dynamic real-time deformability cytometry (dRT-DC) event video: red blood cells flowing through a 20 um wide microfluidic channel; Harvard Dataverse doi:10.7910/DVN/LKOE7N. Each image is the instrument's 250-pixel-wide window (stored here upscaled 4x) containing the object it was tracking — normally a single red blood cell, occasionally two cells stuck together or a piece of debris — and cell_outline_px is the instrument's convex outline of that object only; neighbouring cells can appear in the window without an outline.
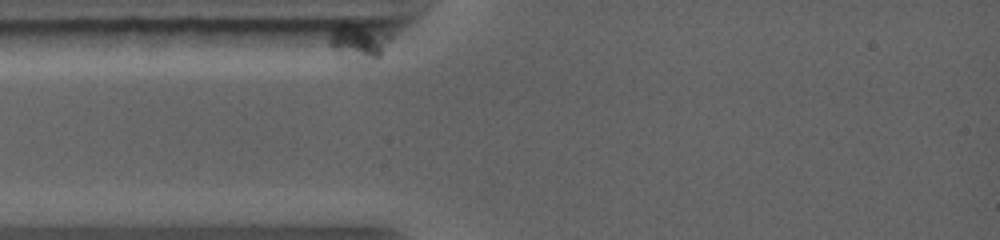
{"species": "common noctule bat (a hibernating species)", "species_latin": "Nyctalus noctula", "temperature_condition": "warm", "stored_images_in_passage": 86, "camera_frame_rate_fps": 5000, "um_per_image_px": 0.085, "animal": {"sex": "female", "body_mass_g": 19.0, "forearm_length_mm": 56.7}, "frame": {"image": 1, "passage_image": 1, "time_ms": 0.0, "image_size_px": [1000, 240], "cell_outline_px": [[392, 36], [380, 56], [376, 60], [360, 68], [356, 68], [344, 64], [336, 56], [328, 44], [328, 36], [332, 32], [344, 24], [348, 24], [388, 32]], "centroid_in_image_um": [30.42, 3.79], "position_along_channel_um": 54.6, "area_um2": 13.93}}
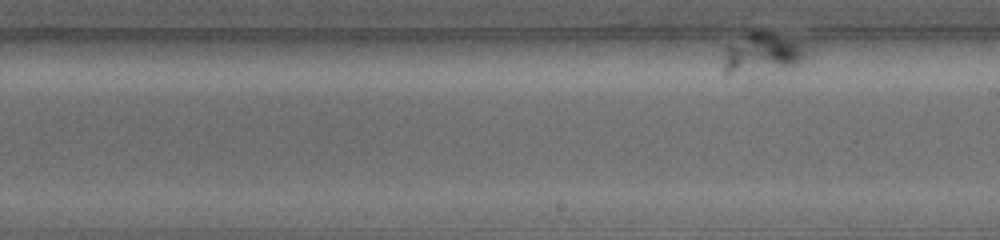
{"frame": {"image": 2, "passage_image": 47, "time_ms": 7.8, "image_size_px": [1000, 240], "cell_outline_px": [[808, 56], [800, 64], [788, 68], [728, 76], [724, 76], [724, 44], [748, 32], [768, 32], [792, 40], [808, 48]], "centroid_in_image_um": [64.73, 4.56], "position_along_channel_um": 224.3, "area_um2": 20.06}}
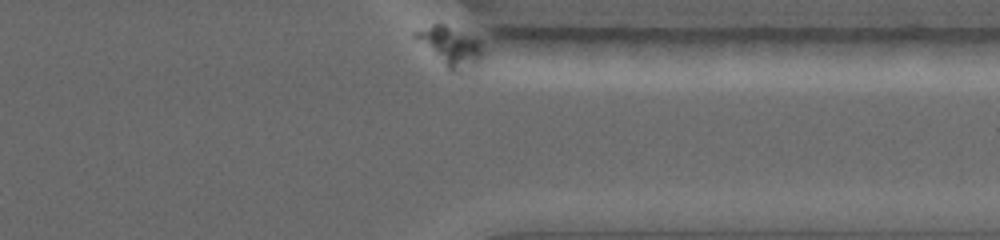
{"frame": {"image": 3, "passage_image": 85, "time_ms": 13.0, "image_size_px": [1000, 240], "cell_outline_px": [[484, 56], [476, 64], [460, 72], [448, 68], [412, 36], [412, 32], [432, 24], [444, 24], [476, 36], [480, 40], [484, 48]], "centroid_in_image_um": [38.33, 3.9], "position_along_channel_um": 373.1, "area_um2": 15.49}}